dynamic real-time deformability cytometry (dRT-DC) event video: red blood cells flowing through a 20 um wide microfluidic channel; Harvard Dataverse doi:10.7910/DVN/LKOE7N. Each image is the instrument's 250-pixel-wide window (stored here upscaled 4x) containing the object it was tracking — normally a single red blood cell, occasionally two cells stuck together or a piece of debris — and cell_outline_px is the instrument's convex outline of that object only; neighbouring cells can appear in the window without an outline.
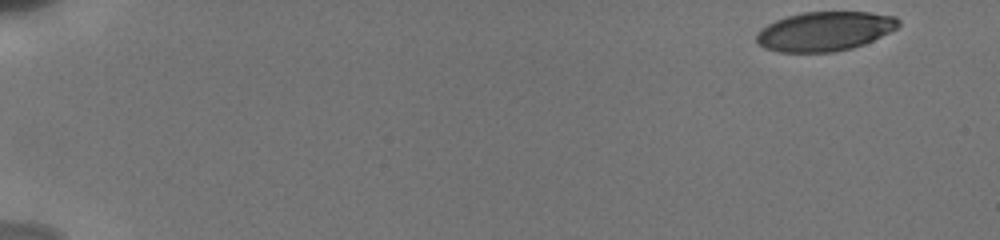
{"species": "human", "species_latin": "Homo sapiens", "temperature_condition": "cold", "stored_images_in_passage": 37, "camera_frame_rate_fps": 3000, "um_per_image_px": 0.085, "donor": {"sex": "male"}, "frame": {"image": 1, "passage_image": 1, "time_ms": 0.0, "image_size_px": [1000, 240], "cell_outline_px": [[900, 24], [896, 28], [864, 44], [852, 48], [832, 52], [780, 52], [764, 48], [756, 40], [756, 32], [760, 28], [776, 20], [788, 16], [804, 12], [868, 12], [896, 16], [900, 20]], "centroid_in_image_um": [70.08, 2.66], "position_along_channel_um": 14.9, "area_um2": 32.43}}
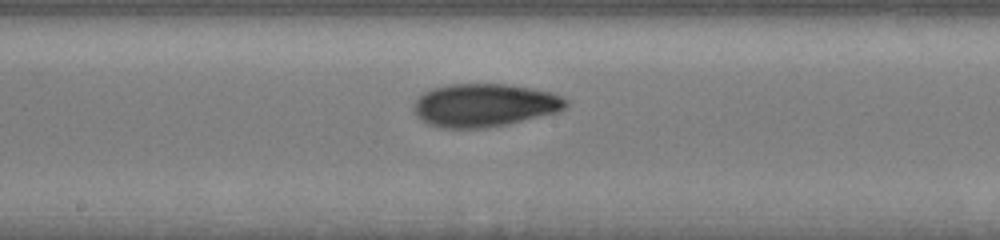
{"frame": {"image": 2, "passage_image": 20, "time_ms": 9.333, "image_size_px": [1000, 240], "cell_outline_px": [[568, 104], [564, 108], [556, 112], [504, 124], [484, 128], [440, 128], [428, 124], [420, 120], [416, 116], [412, 108], [416, 100], [424, 92], [432, 88], [448, 84], [508, 84], [552, 92], [568, 100]], "centroid_in_image_um": [41.12, 8.93], "position_along_channel_um": 207.1, "area_um2": 38.09}}
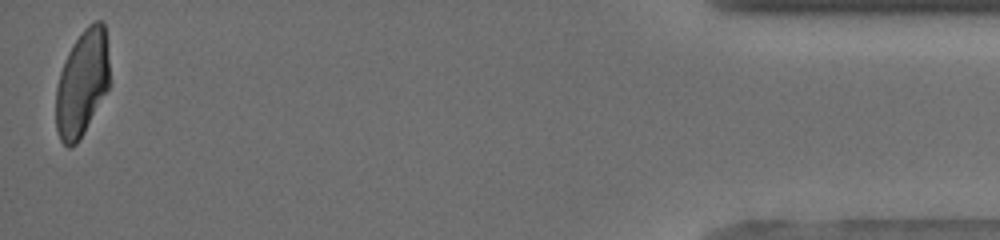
{"frame": {"image": 3, "passage_image": 37, "time_ms": 17.0, "image_size_px": [1000, 240], "cell_outline_px": [[108, 88], [84, 132], [76, 144], [68, 148], [60, 140], [56, 128], [56, 88], [60, 72], [64, 60], [72, 44], [84, 28], [88, 24], [96, 20], [104, 20], [108, 60]], "centroid_in_image_um": [6.96, 7.05], "position_along_channel_um": 428.2, "area_um2": 33.0}, "authors_computed_cell_mechanics": {"area_um2": 35.8938, "velocity_mm_per_s": 3.8485, "shape_relaxation_time_tau1_ms": 5.8372, "shape_relaxation_time_tau2_ms": 2.3143, "deformation_change_tau1": 0.1809, "deformation_change_tau2": 0.0809}}